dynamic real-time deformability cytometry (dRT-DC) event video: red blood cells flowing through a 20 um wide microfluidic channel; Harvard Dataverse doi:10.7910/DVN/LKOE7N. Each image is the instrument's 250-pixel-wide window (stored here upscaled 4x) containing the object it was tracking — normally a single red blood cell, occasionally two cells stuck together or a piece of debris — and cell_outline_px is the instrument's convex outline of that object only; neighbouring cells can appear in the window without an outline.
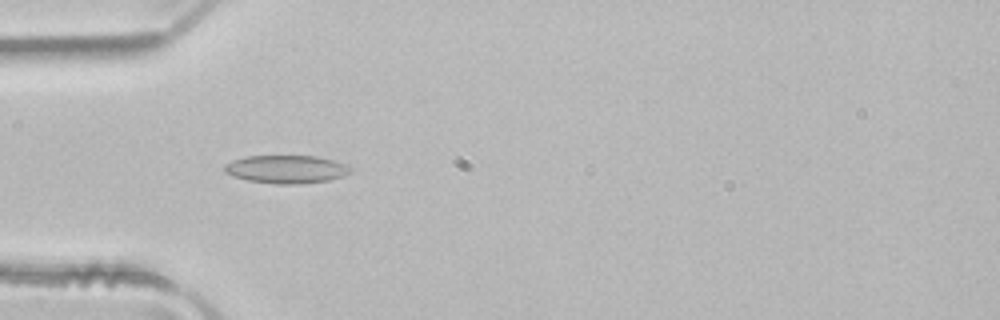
{"species": "common noctule bat (a hibernating species)", "species_latin": "Nyctalus noctula", "temperature_condition": "room temperature", "stored_images_in_passage": 3, "camera_frame_rate_fps": 3000, "um_per_image_px": 0.085, "animal": {"sex": "male", "body_mass_g": 21.5, "forearm_length_mm": 52.0}, "frame": {"image": 1, "passage_image": 2, "time_ms": 0.333, "image_size_px": [1000, 320], "cell_outline_px": [[352, 172], [344, 176], [328, 180], [296, 184], [276, 184], [248, 180], [232, 176], [224, 172], [224, 164], [232, 160], [244, 156], [316, 156], [348, 164], [352, 168]], "centroid_in_image_um": [24.34, 14.38], "position_along_channel_um": 60.7, "area_um2": 20.75}}
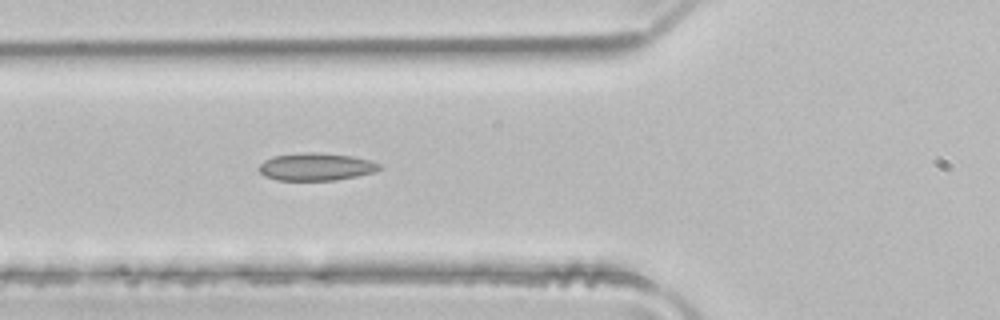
{"frame": {"image": 2, "passage_image": 3, "time_ms": 0.667, "image_size_px": [1000, 320], "cell_outline_px": [[384, 168], [372, 172], [356, 176], [336, 180], [276, 180], [264, 176], [260, 172], [260, 164], [264, 160], [272, 156], [312, 152], [352, 156], [368, 160], [380, 164]], "centroid_in_image_um": [26.86, 14.18], "position_along_channel_um": 98.9, "area_um2": 19.13}}